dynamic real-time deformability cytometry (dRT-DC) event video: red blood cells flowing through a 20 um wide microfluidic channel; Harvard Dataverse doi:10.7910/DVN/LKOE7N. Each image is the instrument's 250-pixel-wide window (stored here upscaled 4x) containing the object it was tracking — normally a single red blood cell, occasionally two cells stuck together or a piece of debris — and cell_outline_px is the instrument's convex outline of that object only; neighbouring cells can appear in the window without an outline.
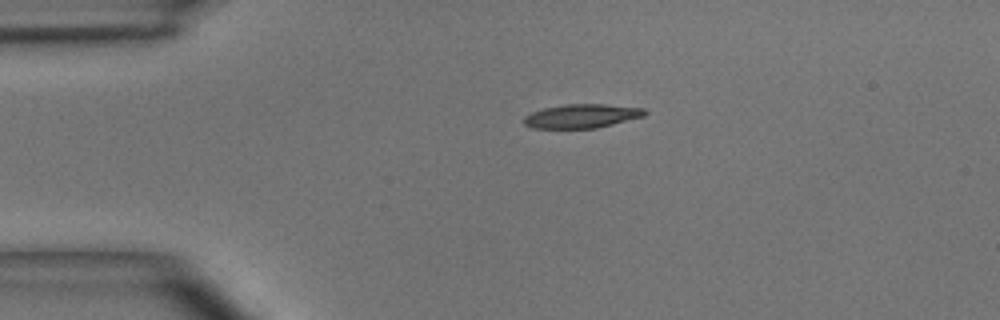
{"species": "common noctule bat (a hibernating species)", "species_latin": "Nyctalus noctula", "temperature_condition": "room temperature", "stored_images_in_passage": 40, "camera_frame_rate_fps": 3000, "um_per_image_px": 0.085, "animal": {"sex": "male", "body_mass_g": 15.6}, "frame": {"image": 1, "passage_image": 1, "time_ms": 0.0, "image_size_px": [1000, 320], "cell_outline_px": [[648, 112], [644, 116], [596, 128], [532, 128], [524, 124], [524, 116], [532, 112], [544, 108], [564, 104], [604, 104], [644, 108]], "centroid_in_image_um": [49.45, 9.86], "position_along_channel_um": 35.6, "area_um2": 16.76}}
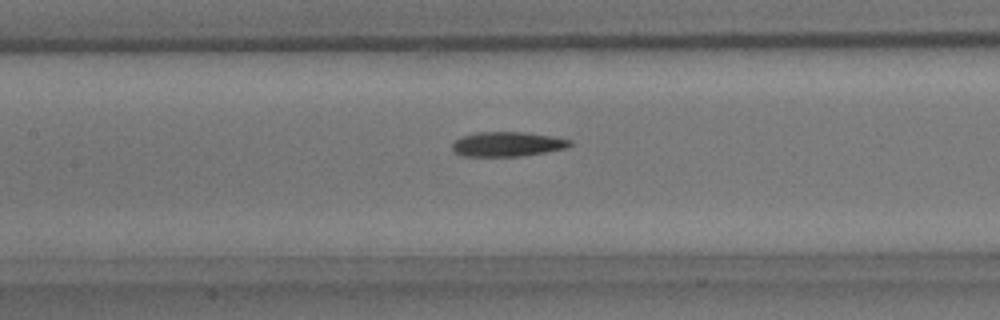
{"frame": {"image": 2, "passage_image": 13, "time_ms": 4.0, "image_size_px": [1000, 320], "cell_outline_px": [[572, 144], [568, 148], [520, 156], [460, 156], [452, 148], [452, 144], [460, 136], [476, 132], [524, 132], [552, 136], [572, 140]], "centroid_in_image_um": [43.12, 12.24], "position_along_channel_um": 164.3, "area_um2": 16.94}}
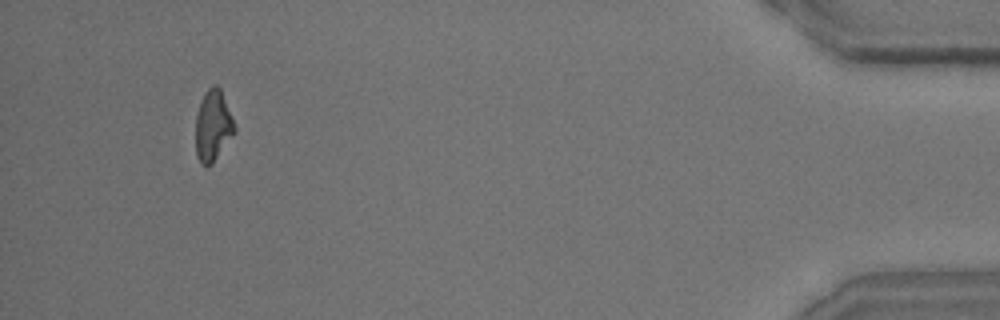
{"frame": {"image": 3, "passage_image": 37, "time_ms": 12.0, "image_size_px": [1000, 320], "cell_outline_px": [[236, 132], [212, 164], [208, 168], [200, 164], [196, 156], [196, 116], [204, 92], [212, 84], [216, 84], [220, 88], [232, 116], [236, 128]], "centroid_in_image_um": [18.1, 10.72], "position_along_channel_um": 417.1, "area_um2": 16.3}, "authors_computed_cell_mechanics": {"area_um2": 16.6464, "velocity_mm_per_s": 4.0427, "shape_relaxation_time_tau1_ms": 3.437, "shape_relaxation_time_tau2_ms": 8.7913, "deformation_change_tau1": 0.1592, "deformation_change_tau2": 0.2242}}